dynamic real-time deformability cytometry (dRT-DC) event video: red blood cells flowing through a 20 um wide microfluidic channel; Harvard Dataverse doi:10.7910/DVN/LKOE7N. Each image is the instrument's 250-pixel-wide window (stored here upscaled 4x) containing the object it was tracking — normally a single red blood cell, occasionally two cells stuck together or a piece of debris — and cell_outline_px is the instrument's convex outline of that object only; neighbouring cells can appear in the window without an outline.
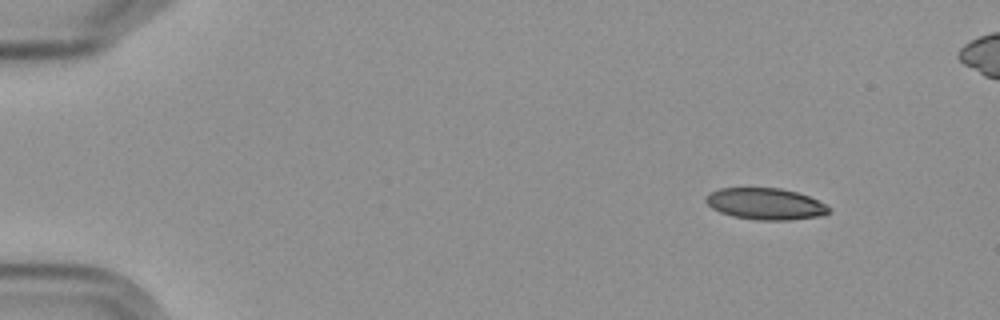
{"species": "Egyptian fruit bat (a non-hibernating species)", "species_latin": "Rousettus aegyptiacus", "temperature_condition": "cold", "stored_images_in_passage": 5, "camera_frame_rate_fps": 3000, "um_per_image_px": 0.085, "frame": {"image": 1, "passage_image": 1, "time_ms": 0.0, "image_size_px": [1000, 320], "cell_outline_px": [[832, 212], [820, 216], [788, 220], [756, 220], [732, 216], [720, 212], [712, 208], [704, 200], [704, 196], [720, 188], [780, 188], [796, 192], [808, 196], [832, 208]], "centroid_in_image_um": [65.06, 17.33], "position_along_channel_um": 19.9, "area_um2": 22.6}}